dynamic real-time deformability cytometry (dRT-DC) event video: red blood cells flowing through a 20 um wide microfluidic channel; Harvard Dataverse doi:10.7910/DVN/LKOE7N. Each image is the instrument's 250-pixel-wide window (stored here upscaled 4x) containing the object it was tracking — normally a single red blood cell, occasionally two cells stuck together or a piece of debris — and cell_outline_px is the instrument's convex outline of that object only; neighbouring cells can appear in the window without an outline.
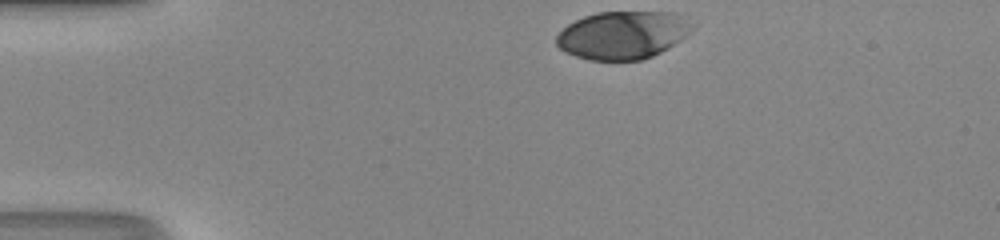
{"species": "human", "species_latin": "Homo sapiens", "temperature_condition": "room temperature", "stored_images_in_passage": 31, "camera_frame_rate_fps": 3000, "um_per_image_px": 0.085, "donor": {"sex": "male"}, "frame": {"image": 1, "passage_image": 1, "time_ms": 0.0, "image_size_px": [1000, 240], "cell_outline_px": [[696, 28], [680, 40], [668, 48], [652, 56], [640, 60], [588, 60], [564, 52], [556, 44], [556, 36], [568, 24], [584, 16], [600, 12], [668, 12]], "centroid_in_image_um": [52.87, 3.0], "position_along_channel_um": 32.1, "area_um2": 37.34}}
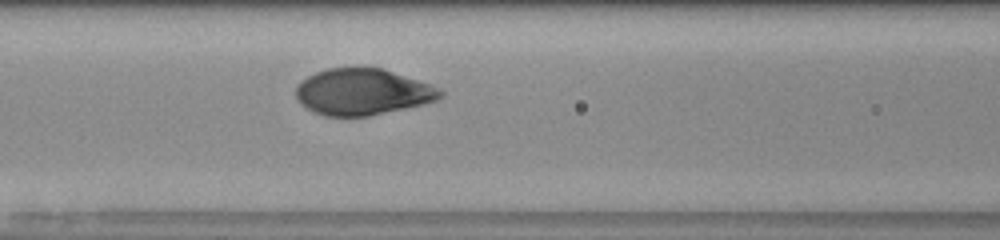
{"frame": {"image": 2, "passage_image": 13, "time_ms": 4.0, "image_size_px": [1000, 240], "cell_outline_px": [[444, 96], [436, 100], [424, 104], [368, 116], [324, 116], [300, 104], [296, 100], [296, 84], [300, 80], [316, 72], [328, 68], [384, 68], [428, 84], [444, 92]], "centroid_in_image_um": [30.78, 7.81], "position_along_channel_um": 135.8, "area_um2": 38.84}}
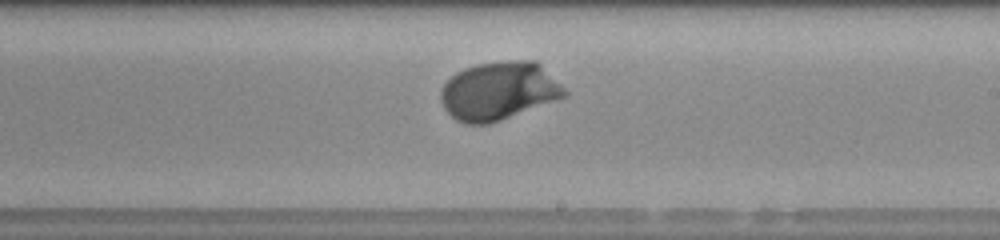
{"frame": {"image": 3, "passage_image": 21, "time_ms": 6.667, "image_size_px": [1000, 240], "cell_outline_px": [[568, 96], [500, 120], [488, 124], [464, 124], [456, 120], [444, 108], [440, 100], [440, 88], [456, 72], [464, 68], [476, 64], [508, 60], [536, 60], [568, 92]], "centroid_in_image_um": [42.38, 7.72], "position_along_channel_um": 246.6, "area_um2": 42.02}, "authors_computed_cell_mechanics": {"area_um2": 40.4022, "velocity_mm_per_s": 4.1742, "shape_relaxation_time_tau1_ms": 2.2698, "shape_relaxation_time_tau2_ms": null, "deformation_change_tau1": 0.179, "deformation_change_tau2": null}}